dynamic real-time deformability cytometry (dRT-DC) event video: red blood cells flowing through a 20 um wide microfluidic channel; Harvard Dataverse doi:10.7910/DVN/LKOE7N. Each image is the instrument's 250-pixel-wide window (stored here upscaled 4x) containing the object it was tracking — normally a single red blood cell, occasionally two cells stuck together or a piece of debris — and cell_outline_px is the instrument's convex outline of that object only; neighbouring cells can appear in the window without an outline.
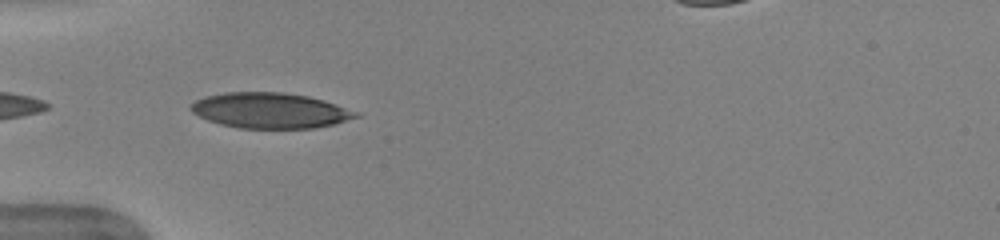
{"species": "human", "species_latin": "Homo sapiens", "temperature_condition": "warm", "stored_images_in_passage": 35, "camera_frame_rate_fps": 3000, "um_per_image_px": 0.085, "donor": {"sex": "female"}, "frame": {"image": 1, "passage_image": 1, "time_ms": 0.0, "image_size_px": [1000, 240], "cell_outline_px": [[360, 116], [336, 124], [312, 128], [240, 128], [220, 124], [208, 120], [192, 112], [188, 108], [196, 100], [204, 96], [224, 92], [284, 92], [308, 96], [324, 100], [360, 112]], "centroid_in_image_um": [22.98, 9.39], "position_along_channel_um": 62.0, "area_um2": 34.28}}
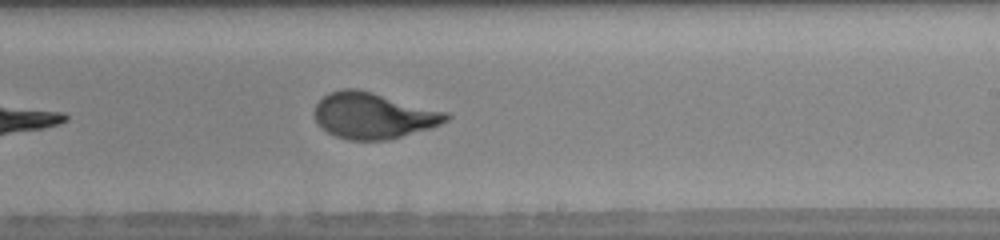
{"frame": {"image": 2, "passage_image": 16, "time_ms": 5.0, "image_size_px": [1000, 240], "cell_outline_px": [[452, 116], [448, 120], [432, 128], [388, 140], [348, 140], [336, 136], [328, 132], [316, 120], [316, 104], [324, 96], [332, 92], [344, 88], [356, 88], [372, 92], [448, 112]], "centroid_in_image_um": [31.79, 9.83], "position_along_channel_um": 257.2, "area_um2": 35.08}}